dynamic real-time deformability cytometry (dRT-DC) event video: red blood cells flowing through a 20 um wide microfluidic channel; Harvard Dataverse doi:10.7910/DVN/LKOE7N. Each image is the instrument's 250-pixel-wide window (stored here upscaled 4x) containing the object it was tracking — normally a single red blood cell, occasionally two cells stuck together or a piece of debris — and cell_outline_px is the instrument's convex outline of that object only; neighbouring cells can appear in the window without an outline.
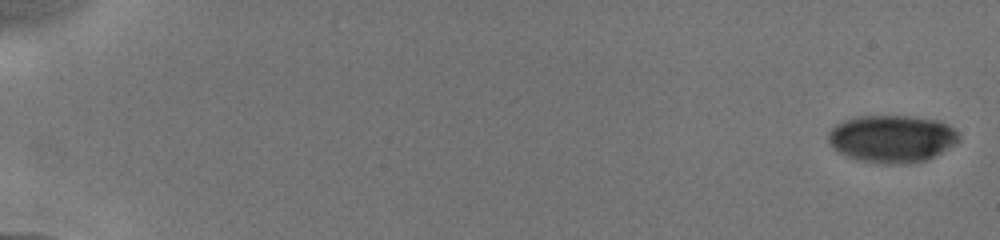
{"species": "human", "species_latin": "Homo sapiens", "temperature_condition": "cold", "stored_images_in_passage": 11, "camera_frame_rate_fps": 3000, "um_per_image_px": 0.085, "donor": {"sex": "male"}, "frame": {"image": 1, "passage_image": 1, "time_ms": 0.0, "image_size_px": [1000, 240], "cell_outline_px": [[960, 140], [940, 152], [924, 160], [904, 164], [880, 164], [856, 160], [844, 156], [836, 152], [832, 148], [828, 140], [828, 132], [836, 124], [852, 116], [908, 116], [940, 120], [948, 124], [960, 136]], "centroid_in_image_um": [75.74, 11.79], "position_along_channel_um": 9.3, "area_um2": 36.36}}
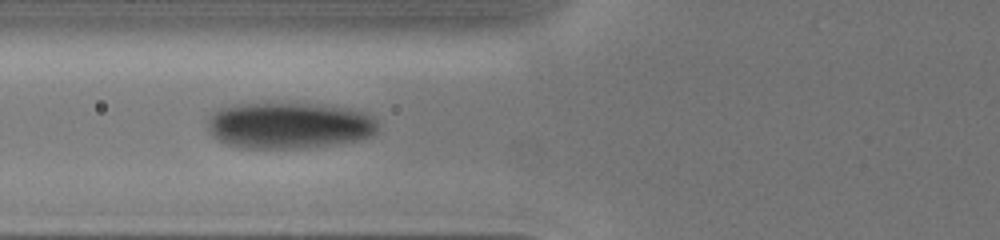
{"frame": {"image": 2, "passage_image": 9, "time_ms": 7.333, "image_size_px": [1000, 240], "cell_outline_px": [[376, 132], [372, 136], [356, 140], [328, 144], [292, 148], [248, 148], [232, 144], [220, 140], [212, 132], [208, 124], [208, 120], [212, 112], [220, 108], [236, 104], [324, 104], [348, 108], [364, 112], [372, 116], [376, 120]], "centroid_in_image_um": [24.61, 10.64], "position_along_channel_um": 101.2, "area_um2": 45.14}}
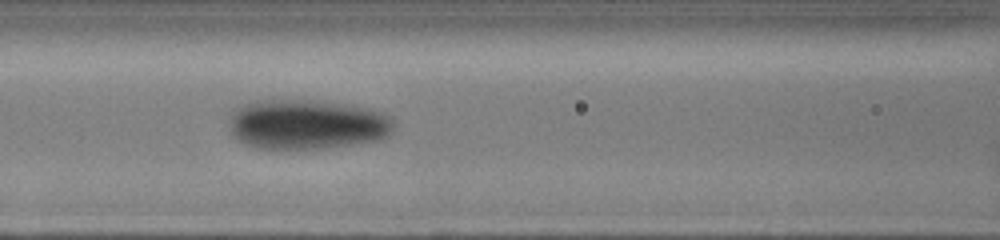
{"frame": {"image": 3, "passage_image": 10, "time_ms": 8.333, "image_size_px": [1000, 240], "cell_outline_px": [[392, 132], [388, 136], [380, 140], [320, 148], [256, 148], [244, 144], [232, 132], [232, 112], [240, 104], [256, 100], [308, 100], [340, 104], [368, 108], [384, 112], [392, 116]], "centroid_in_image_um": [26.11, 10.56], "position_along_channel_um": 140.5, "area_um2": 47.4}}